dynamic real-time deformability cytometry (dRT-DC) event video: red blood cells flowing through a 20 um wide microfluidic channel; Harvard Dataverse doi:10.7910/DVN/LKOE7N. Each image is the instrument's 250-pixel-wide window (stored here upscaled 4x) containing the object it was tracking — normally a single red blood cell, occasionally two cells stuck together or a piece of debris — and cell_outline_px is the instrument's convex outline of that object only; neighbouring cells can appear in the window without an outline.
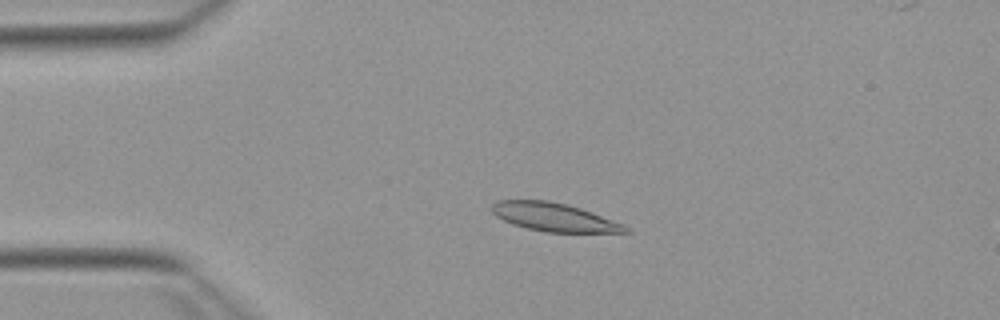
{"species": "Egyptian fruit bat (a non-hibernating species)", "species_latin": "Rousettus aegyptiacus", "temperature_condition": "warm", "stored_images_in_passage": 43, "camera_frame_rate_fps": 3000, "um_per_image_px": 0.085, "animal": {"sex": "female"}, "frame": {"image": 1, "passage_image": 1, "time_ms": 0.0, "image_size_px": [1000, 320], "cell_outline_px": [[632, 232], [544, 232], [512, 224], [496, 216], [492, 212], [492, 204], [496, 200], [548, 200], [568, 204], [592, 212], [624, 224]], "centroid_in_image_um": [47.09, 18.45], "position_along_channel_um": 37.9, "area_um2": 22.02}}
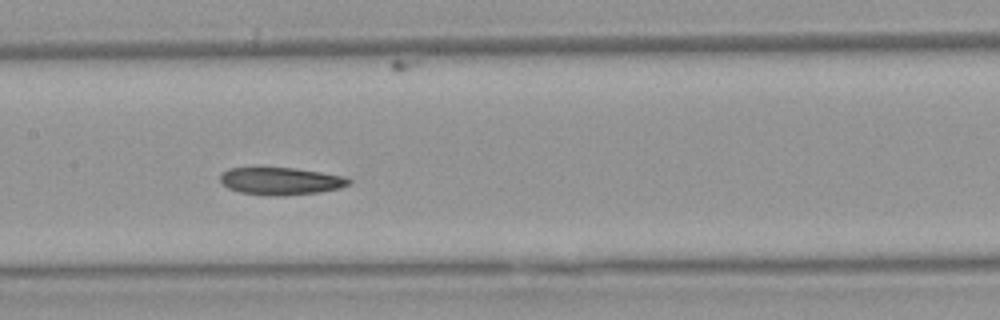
{"frame": {"image": 2, "passage_image": 15, "time_ms": 4.667, "image_size_px": [1000, 320], "cell_outline_px": [[352, 180], [348, 184], [340, 188], [320, 192], [284, 196], [276, 196], [240, 192], [228, 188], [220, 180], [220, 172], [228, 168], [292, 168], [320, 172], [344, 176]], "centroid_in_image_um": [23.85, 15.39], "position_along_channel_um": 183.5, "area_um2": 20.46}}
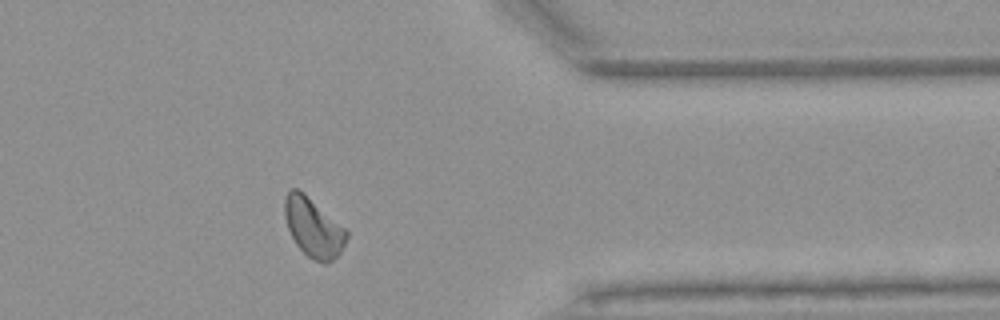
{"frame": {"image": 3, "passage_image": 32, "time_ms": 10.333, "image_size_px": [1000, 320], "cell_outline_px": [[348, 236], [340, 252], [332, 260], [324, 264], [312, 260], [296, 244], [288, 228], [284, 216], [284, 196], [288, 188], [296, 188], [304, 192], [344, 228], [348, 232]], "centroid_in_image_um": [26.6, 19.31], "position_along_channel_um": 384.8, "area_um2": 21.21}, "authors_computed_cell_mechanics": {"area_um2": 20.9814, "velocity_mm_per_s": 3.8257, "shape_relaxation_time_tau1_ms": null, "shape_relaxation_time_tau2_ms": 5.2143, "deformation_change_tau1": null, "deformation_change_tau2": 0.1047}}